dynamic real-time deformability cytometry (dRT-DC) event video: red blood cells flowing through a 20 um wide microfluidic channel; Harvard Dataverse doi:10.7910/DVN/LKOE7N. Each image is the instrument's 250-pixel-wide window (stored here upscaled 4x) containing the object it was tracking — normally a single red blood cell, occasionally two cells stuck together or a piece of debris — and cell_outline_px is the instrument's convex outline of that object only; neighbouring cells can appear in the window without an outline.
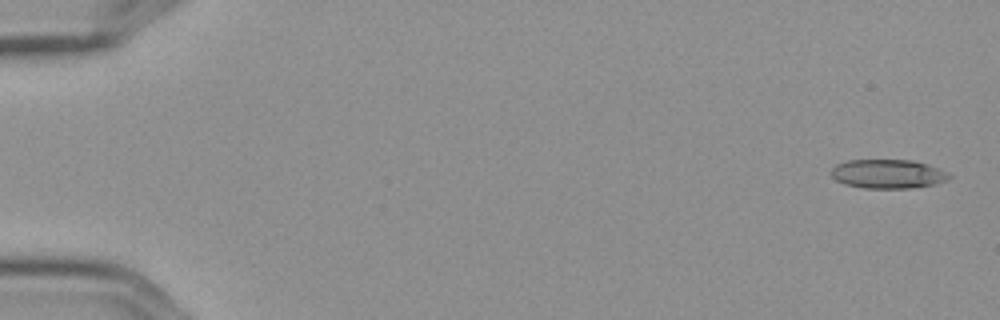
{"species": "Egyptian fruit bat (a non-hibernating species)", "species_latin": "Rousettus aegyptiacus", "temperature_condition": "cold", "stored_images_in_passage": 8, "camera_frame_rate_fps": 3000, "um_per_image_px": 0.085, "frame": {"image": 1, "passage_image": 1, "time_ms": 0.0, "image_size_px": [1000, 320], "cell_outline_px": [[952, 176], [948, 180], [936, 184], [912, 188], [864, 188], [844, 184], [836, 180], [832, 176], [832, 168], [836, 164], [848, 160], [912, 160], [928, 164], [940, 168], [948, 172]], "centroid_in_image_um": [75.51, 14.78], "position_along_channel_um": 9.5, "area_um2": 20.11}}
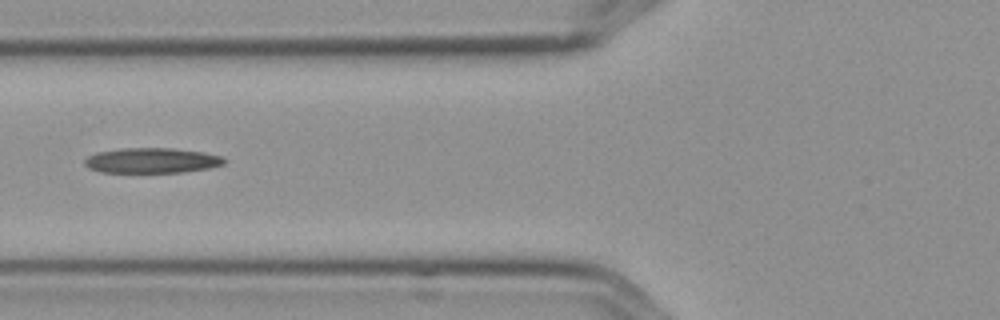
{"frame": {"image": 2, "passage_image": 6, "time_ms": 1.667, "image_size_px": [1000, 320], "cell_outline_px": [[228, 160], [224, 164], [208, 168], [184, 172], [100, 172], [88, 168], [84, 164], [84, 160], [88, 156], [96, 152], [120, 148], [172, 148], [204, 152], [220, 156]], "centroid_in_image_um": [12.89, 13.64], "position_along_channel_um": 112.9, "area_um2": 20.58}}
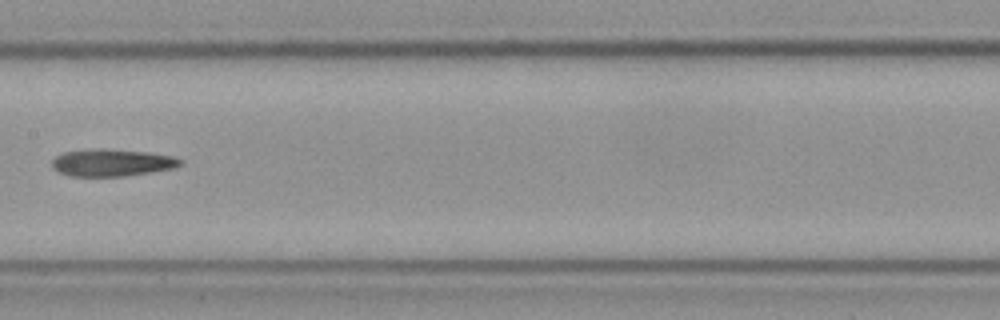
{"frame": {"image": 3, "passage_image": 8, "time_ms": 2.333, "image_size_px": [1000, 320], "cell_outline_px": [[184, 164], [176, 168], [152, 172], [124, 176], [72, 176], [60, 172], [52, 168], [52, 160], [56, 156], [64, 152], [92, 148], [104, 148], [148, 152], [176, 156], [184, 160]], "centroid_in_image_um": [9.58, 13.81], "position_along_channel_um": 197.8, "area_um2": 20.69}}